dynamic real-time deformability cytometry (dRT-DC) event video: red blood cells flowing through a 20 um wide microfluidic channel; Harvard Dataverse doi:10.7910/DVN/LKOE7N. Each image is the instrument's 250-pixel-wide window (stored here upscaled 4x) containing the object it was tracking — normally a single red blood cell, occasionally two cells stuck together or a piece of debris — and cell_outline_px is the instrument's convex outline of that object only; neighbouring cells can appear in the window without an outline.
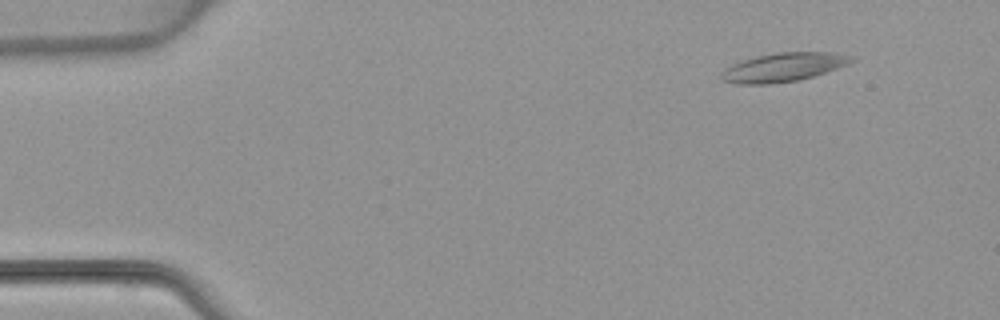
{"species": "common noctule bat (a hibernating species)", "species_latin": "Nyctalus noctula", "temperature_condition": "warm", "stored_images_in_passage": 5, "camera_frame_rate_fps": 3000, "um_per_image_px": 0.085, "animal": {"sex": "female", "body_mass_g": 22.7, "forearm_length_mm": 54.2}, "frame": {"image": 1, "passage_image": 2, "time_ms": 1.0, "image_size_px": [1000, 320], "cell_outline_px": [[856, 60], [848, 64], [812, 76], [796, 80], [768, 84], [736, 84], [724, 80], [720, 76], [720, 72], [724, 68], [732, 64], [756, 56], [776, 52], [832, 52], [852, 56]], "centroid_in_image_um": [66.56, 5.7], "position_along_channel_um": 18.4, "area_um2": 21.62}}
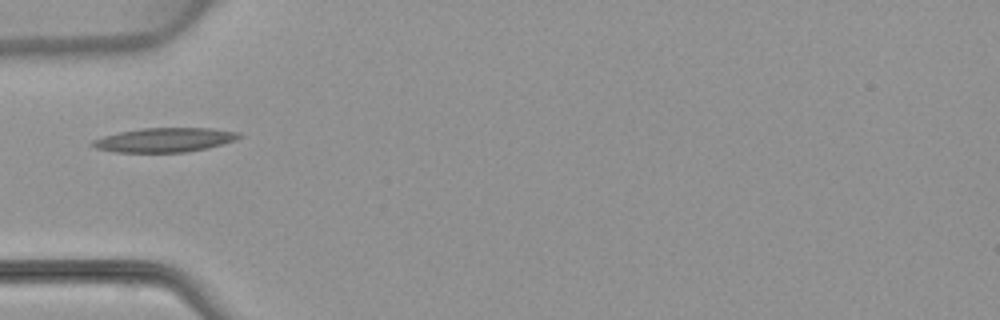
{"frame": {"image": 2, "passage_image": 5, "time_ms": 4.667, "image_size_px": [1000, 320], "cell_outline_px": [[244, 136], [236, 140], [208, 148], [184, 152], [112, 152], [96, 148], [88, 144], [92, 140], [104, 136], [120, 132], [140, 128], [212, 128], [240, 132]], "centroid_in_image_um": [14.01, 11.89], "position_along_channel_um": 71.0, "area_um2": 20.87}}